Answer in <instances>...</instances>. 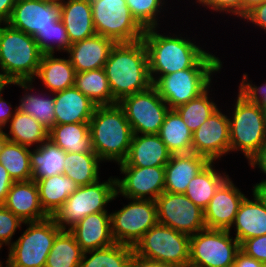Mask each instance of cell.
I'll list each match as a JSON object with an SVG mask.
<instances>
[{"instance_id":"30","label":"cell","mask_w":266,"mask_h":267,"mask_svg":"<svg viewBox=\"0 0 266 267\" xmlns=\"http://www.w3.org/2000/svg\"><path fill=\"white\" fill-rule=\"evenodd\" d=\"M12 85H17L26 91L21 97L19 105L16 106L17 110L32 116L49 131L55 125L54 95L29 93L30 90H34L32 81L15 82Z\"/></svg>"},{"instance_id":"12","label":"cell","mask_w":266,"mask_h":267,"mask_svg":"<svg viewBox=\"0 0 266 267\" xmlns=\"http://www.w3.org/2000/svg\"><path fill=\"white\" fill-rule=\"evenodd\" d=\"M222 68H188L161 76L153 86L170 109L188 103L211 87L213 75ZM212 76V77H211ZM212 79V80H211Z\"/></svg>"},{"instance_id":"38","label":"cell","mask_w":266,"mask_h":267,"mask_svg":"<svg viewBox=\"0 0 266 267\" xmlns=\"http://www.w3.org/2000/svg\"><path fill=\"white\" fill-rule=\"evenodd\" d=\"M83 251L69 230H61L55 237L45 267H80Z\"/></svg>"},{"instance_id":"21","label":"cell","mask_w":266,"mask_h":267,"mask_svg":"<svg viewBox=\"0 0 266 267\" xmlns=\"http://www.w3.org/2000/svg\"><path fill=\"white\" fill-rule=\"evenodd\" d=\"M2 205L23 222H36L49 217L41 207L35 180L14 182Z\"/></svg>"},{"instance_id":"13","label":"cell","mask_w":266,"mask_h":267,"mask_svg":"<svg viewBox=\"0 0 266 267\" xmlns=\"http://www.w3.org/2000/svg\"><path fill=\"white\" fill-rule=\"evenodd\" d=\"M118 104L123 108L134 134H158L170 110L153 85L145 91L124 97Z\"/></svg>"},{"instance_id":"54","label":"cell","mask_w":266,"mask_h":267,"mask_svg":"<svg viewBox=\"0 0 266 267\" xmlns=\"http://www.w3.org/2000/svg\"><path fill=\"white\" fill-rule=\"evenodd\" d=\"M253 189L255 192L262 198V200L266 204V180H261V182H257L254 186Z\"/></svg>"},{"instance_id":"24","label":"cell","mask_w":266,"mask_h":267,"mask_svg":"<svg viewBox=\"0 0 266 267\" xmlns=\"http://www.w3.org/2000/svg\"><path fill=\"white\" fill-rule=\"evenodd\" d=\"M55 125L89 123L97 105L75 86L54 93Z\"/></svg>"},{"instance_id":"29","label":"cell","mask_w":266,"mask_h":267,"mask_svg":"<svg viewBox=\"0 0 266 267\" xmlns=\"http://www.w3.org/2000/svg\"><path fill=\"white\" fill-rule=\"evenodd\" d=\"M48 139L66 153H95L89 123L54 125L48 132Z\"/></svg>"},{"instance_id":"32","label":"cell","mask_w":266,"mask_h":267,"mask_svg":"<svg viewBox=\"0 0 266 267\" xmlns=\"http://www.w3.org/2000/svg\"><path fill=\"white\" fill-rule=\"evenodd\" d=\"M229 177L228 174L220 173L214 167V162H209L189 182L184 193L195 205L204 210L211 198L215 195L218 187Z\"/></svg>"},{"instance_id":"22","label":"cell","mask_w":266,"mask_h":267,"mask_svg":"<svg viewBox=\"0 0 266 267\" xmlns=\"http://www.w3.org/2000/svg\"><path fill=\"white\" fill-rule=\"evenodd\" d=\"M158 134H133L126 159L119 166H165L171 157Z\"/></svg>"},{"instance_id":"40","label":"cell","mask_w":266,"mask_h":267,"mask_svg":"<svg viewBox=\"0 0 266 267\" xmlns=\"http://www.w3.org/2000/svg\"><path fill=\"white\" fill-rule=\"evenodd\" d=\"M209 88L197 98L176 107L174 110L180 115L187 127L194 133L210 115L215 112L217 104L210 98Z\"/></svg>"},{"instance_id":"39","label":"cell","mask_w":266,"mask_h":267,"mask_svg":"<svg viewBox=\"0 0 266 267\" xmlns=\"http://www.w3.org/2000/svg\"><path fill=\"white\" fill-rule=\"evenodd\" d=\"M133 253V247L114 243L106 248L84 252L80 267H128Z\"/></svg>"},{"instance_id":"53","label":"cell","mask_w":266,"mask_h":267,"mask_svg":"<svg viewBox=\"0 0 266 267\" xmlns=\"http://www.w3.org/2000/svg\"><path fill=\"white\" fill-rule=\"evenodd\" d=\"M15 2L16 0H0V24L9 21Z\"/></svg>"},{"instance_id":"10","label":"cell","mask_w":266,"mask_h":267,"mask_svg":"<svg viewBox=\"0 0 266 267\" xmlns=\"http://www.w3.org/2000/svg\"><path fill=\"white\" fill-rule=\"evenodd\" d=\"M228 230L204 229L190 236V267H232L240 243Z\"/></svg>"},{"instance_id":"11","label":"cell","mask_w":266,"mask_h":267,"mask_svg":"<svg viewBox=\"0 0 266 267\" xmlns=\"http://www.w3.org/2000/svg\"><path fill=\"white\" fill-rule=\"evenodd\" d=\"M120 210L110 213L111 234L115 243L134 247L158 223L154 200L132 199Z\"/></svg>"},{"instance_id":"14","label":"cell","mask_w":266,"mask_h":267,"mask_svg":"<svg viewBox=\"0 0 266 267\" xmlns=\"http://www.w3.org/2000/svg\"><path fill=\"white\" fill-rule=\"evenodd\" d=\"M155 202L159 224L189 236L206 229L204 210L185 194L164 191Z\"/></svg>"},{"instance_id":"51","label":"cell","mask_w":266,"mask_h":267,"mask_svg":"<svg viewBox=\"0 0 266 267\" xmlns=\"http://www.w3.org/2000/svg\"><path fill=\"white\" fill-rule=\"evenodd\" d=\"M250 167L259 168L266 175V142L257 151V153L248 161ZM266 180V179H263Z\"/></svg>"},{"instance_id":"17","label":"cell","mask_w":266,"mask_h":267,"mask_svg":"<svg viewBox=\"0 0 266 267\" xmlns=\"http://www.w3.org/2000/svg\"><path fill=\"white\" fill-rule=\"evenodd\" d=\"M60 19V3L46 0H16L7 24L34 37Z\"/></svg>"},{"instance_id":"6","label":"cell","mask_w":266,"mask_h":267,"mask_svg":"<svg viewBox=\"0 0 266 267\" xmlns=\"http://www.w3.org/2000/svg\"><path fill=\"white\" fill-rule=\"evenodd\" d=\"M26 230L9 247L6 267H45L56 235L61 228L52 217L24 222Z\"/></svg>"},{"instance_id":"23","label":"cell","mask_w":266,"mask_h":267,"mask_svg":"<svg viewBox=\"0 0 266 267\" xmlns=\"http://www.w3.org/2000/svg\"><path fill=\"white\" fill-rule=\"evenodd\" d=\"M252 192L253 200L245 196L228 230L235 229V238L240 244L246 239L266 235V204L254 189Z\"/></svg>"},{"instance_id":"47","label":"cell","mask_w":266,"mask_h":267,"mask_svg":"<svg viewBox=\"0 0 266 267\" xmlns=\"http://www.w3.org/2000/svg\"><path fill=\"white\" fill-rule=\"evenodd\" d=\"M243 19L244 21L246 20L247 23L250 22L254 24V26H259L266 31V1L253 7L242 20Z\"/></svg>"},{"instance_id":"57","label":"cell","mask_w":266,"mask_h":267,"mask_svg":"<svg viewBox=\"0 0 266 267\" xmlns=\"http://www.w3.org/2000/svg\"><path fill=\"white\" fill-rule=\"evenodd\" d=\"M6 137H5V131H3L2 129H0V151L2 149V146L4 144V142L6 141Z\"/></svg>"},{"instance_id":"48","label":"cell","mask_w":266,"mask_h":267,"mask_svg":"<svg viewBox=\"0 0 266 267\" xmlns=\"http://www.w3.org/2000/svg\"><path fill=\"white\" fill-rule=\"evenodd\" d=\"M14 183L13 179L9 176L6 168L0 163V205H2L7 197L9 189Z\"/></svg>"},{"instance_id":"36","label":"cell","mask_w":266,"mask_h":267,"mask_svg":"<svg viewBox=\"0 0 266 267\" xmlns=\"http://www.w3.org/2000/svg\"><path fill=\"white\" fill-rule=\"evenodd\" d=\"M74 86L97 106L117 104L104 68L76 73Z\"/></svg>"},{"instance_id":"5","label":"cell","mask_w":266,"mask_h":267,"mask_svg":"<svg viewBox=\"0 0 266 267\" xmlns=\"http://www.w3.org/2000/svg\"><path fill=\"white\" fill-rule=\"evenodd\" d=\"M116 177L100 179L92 184L78 186L52 218L61 230H70L89 214L108 212L107 204L116 199Z\"/></svg>"},{"instance_id":"8","label":"cell","mask_w":266,"mask_h":267,"mask_svg":"<svg viewBox=\"0 0 266 267\" xmlns=\"http://www.w3.org/2000/svg\"><path fill=\"white\" fill-rule=\"evenodd\" d=\"M134 253L173 267H188L190 236L157 223L133 247Z\"/></svg>"},{"instance_id":"56","label":"cell","mask_w":266,"mask_h":267,"mask_svg":"<svg viewBox=\"0 0 266 267\" xmlns=\"http://www.w3.org/2000/svg\"><path fill=\"white\" fill-rule=\"evenodd\" d=\"M9 84L11 85L12 82L4 75V73L0 70V96L2 95L3 89Z\"/></svg>"},{"instance_id":"28","label":"cell","mask_w":266,"mask_h":267,"mask_svg":"<svg viewBox=\"0 0 266 267\" xmlns=\"http://www.w3.org/2000/svg\"><path fill=\"white\" fill-rule=\"evenodd\" d=\"M39 201L44 212L52 217L78 185L63 174H56L36 180Z\"/></svg>"},{"instance_id":"27","label":"cell","mask_w":266,"mask_h":267,"mask_svg":"<svg viewBox=\"0 0 266 267\" xmlns=\"http://www.w3.org/2000/svg\"><path fill=\"white\" fill-rule=\"evenodd\" d=\"M76 71L69 58H57L54 54H43L36 77L49 93H57L75 84Z\"/></svg>"},{"instance_id":"26","label":"cell","mask_w":266,"mask_h":267,"mask_svg":"<svg viewBox=\"0 0 266 267\" xmlns=\"http://www.w3.org/2000/svg\"><path fill=\"white\" fill-rule=\"evenodd\" d=\"M60 19L72 44L96 35L90 0H63Z\"/></svg>"},{"instance_id":"52","label":"cell","mask_w":266,"mask_h":267,"mask_svg":"<svg viewBox=\"0 0 266 267\" xmlns=\"http://www.w3.org/2000/svg\"><path fill=\"white\" fill-rule=\"evenodd\" d=\"M232 267H266L260 261L246 255L241 250L238 252L236 256V260Z\"/></svg>"},{"instance_id":"19","label":"cell","mask_w":266,"mask_h":267,"mask_svg":"<svg viewBox=\"0 0 266 267\" xmlns=\"http://www.w3.org/2000/svg\"><path fill=\"white\" fill-rule=\"evenodd\" d=\"M115 44L114 40L96 34L71 44L66 53L76 73L97 70L104 68Z\"/></svg>"},{"instance_id":"50","label":"cell","mask_w":266,"mask_h":267,"mask_svg":"<svg viewBox=\"0 0 266 267\" xmlns=\"http://www.w3.org/2000/svg\"><path fill=\"white\" fill-rule=\"evenodd\" d=\"M128 267H173L168 264H164L155 260H150L143 258L135 253H133Z\"/></svg>"},{"instance_id":"7","label":"cell","mask_w":266,"mask_h":267,"mask_svg":"<svg viewBox=\"0 0 266 267\" xmlns=\"http://www.w3.org/2000/svg\"><path fill=\"white\" fill-rule=\"evenodd\" d=\"M229 118L230 151H241L249 161L266 142L263 111L239 93Z\"/></svg>"},{"instance_id":"2","label":"cell","mask_w":266,"mask_h":267,"mask_svg":"<svg viewBox=\"0 0 266 267\" xmlns=\"http://www.w3.org/2000/svg\"><path fill=\"white\" fill-rule=\"evenodd\" d=\"M104 70L114 100L142 92L153 83L149 73L148 52L141 39L130 43H116Z\"/></svg>"},{"instance_id":"16","label":"cell","mask_w":266,"mask_h":267,"mask_svg":"<svg viewBox=\"0 0 266 267\" xmlns=\"http://www.w3.org/2000/svg\"><path fill=\"white\" fill-rule=\"evenodd\" d=\"M230 152L229 117L217 109L192 133V153L215 162Z\"/></svg>"},{"instance_id":"31","label":"cell","mask_w":266,"mask_h":267,"mask_svg":"<svg viewBox=\"0 0 266 267\" xmlns=\"http://www.w3.org/2000/svg\"><path fill=\"white\" fill-rule=\"evenodd\" d=\"M65 153L49 139L39 147L33 148V151L30 150L32 180L63 174Z\"/></svg>"},{"instance_id":"25","label":"cell","mask_w":266,"mask_h":267,"mask_svg":"<svg viewBox=\"0 0 266 267\" xmlns=\"http://www.w3.org/2000/svg\"><path fill=\"white\" fill-rule=\"evenodd\" d=\"M209 161L196 153L172 154L165 165L164 191L184 194L189 182Z\"/></svg>"},{"instance_id":"4","label":"cell","mask_w":266,"mask_h":267,"mask_svg":"<svg viewBox=\"0 0 266 267\" xmlns=\"http://www.w3.org/2000/svg\"><path fill=\"white\" fill-rule=\"evenodd\" d=\"M42 55L31 35L0 24V70L12 83L34 82Z\"/></svg>"},{"instance_id":"9","label":"cell","mask_w":266,"mask_h":267,"mask_svg":"<svg viewBox=\"0 0 266 267\" xmlns=\"http://www.w3.org/2000/svg\"><path fill=\"white\" fill-rule=\"evenodd\" d=\"M96 34L116 43L142 39L144 29L133 18L126 0H90Z\"/></svg>"},{"instance_id":"44","label":"cell","mask_w":266,"mask_h":267,"mask_svg":"<svg viewBox=\"0 0 266 267\" xmlns=\"http://www.w3.org/2000/svg\"><path fill=\"white\" fill-rule=\"evenodd\" d=\"M248 79V75L246 73L243 74L238 93L249 103L257 104L261 108L266 107V82L257 87Z\"/></svg>"},{"instance_id":"1","label":"cell","mask_w":266,"mask_h":267,"mask_svg":"<svg viewBox=\"0 0 266 267\" xmlns=\"http://www.w3.org/2000/svg\"><path fill=\"white\" fill-rule=\"evenodd\" d=\"M164 35L157 27L146 29L142 40L148 52L149 73L154 84L161 76L188 68H222L219 57L205 51L192 40Z\"/></svg>"},{"instance_id":"55","label":"cell","mask_w":266,"mask_h":267,"mask_svg":"<svg viewBox=\"0 0 266 267\" xmlns=\"http://www.w3.org/2000/svg\"><path fill=\"white\" fill-rule=\"evenodd\" d=\"M266 0H243V17L256 5H259Z\"/></svg>"},{"instance_id":"20","label":"cell","mask_w":266,"mask_h":267,"mask_svg":"<svg viewBox=\"0 0 266 267\" xmlns=\"http://www.w3.org/2000/svg\"><path fill=\"white\" fill-rule=\"evenodd\" d=\"M83 252L106 248L115 243L108 212L89 214L69 230Z\"/></svg>"},{"instance_id":"3","label":"cell","mask_w":266,"mask_h":267,"mask_svg":"<svg viewBox=\"0 0 266 267\" xmlns=\"http://www.w3.org/2000/svg\"><path fill=\"white\" fill-rule=\"evenodd\" d=\"M89 133L93 150L102 161L119 164L126 159L134 133L118 103L95 108Z\"/></svg>"},{"instance_id":"60","label":"cell","mask_w":266,"mask_h":267,"mask_svg":"<svg viewBox=\"0 0 266 267\" xmlns=\"http://www.w3.org/2000/svg\"><path fill=\"white\" fill-rule=\"evenodd\" d=\"M2 247H3V246L0 245V250H1ZM0 267H3V263H2V261H0ZM5 267H6V266H5Z\"/></svg>"},{"instance_id":"37","label":"cell","mask_w":266,"mask_h":267,"mask_svg":"<svg viewBox=\"0 0 266 267\" xmlns=\"http://www.w3.org/2000/svg\"><path fill=\"white\" fill-rule=\"evenodd\" d=\"M30 147L6 140L0 151V163L14 182L32 180Z\"/></svg>"},{"instance_id":"43","label":"cell","mask_w":266,"mask_h":267,"mask_svg":"<svg viewBox=\"0 0 266 267\" xmlns=\"http://www.w3.org/2000/svg\"><path fill=\"white\" fill-rule=\"evenodd\" d=\"M24 222L17 217L12 211L0 205V245H7L8 248L13 243V235L17 228H21Z\"/></svg>"},{"instance_id":"42","label":"cell","mask_w":266,"mask_h":267,"mask_svg":"<svg viewBox=\"0 0 266 267\" xmlns=\"http://www.w3.org/2000/svg\"><path fill=\"white\" fill-rule=\"evenodd\" d=\"M126 4L144 30L159 27L158 16L166 5L165 0H126Z\"/></svg>"},{"instance_id":"59","label":"cell","mask_w":266,"mask_h":267,"mask_svg":"<svg viewBox=\"0 0 266 267\" xmlns=\"http://www.w3.org/2000/svg\"><path fill=\"white\" fill-rule=\"evenodd\" d=\"M46 1L61 3L63 0H46Z\"/></svg>"},{"instance_id":"49","label":"cell","mask_w":266,"mask_h":267,"mask_svg":"<svg viewBox=\"0 0 266 267\" xmlns=\"http://www.w3.org/2000/svg\"><path fill=\"white\" fill-rule=\"evenodd\" d=\"M13 109H12L11 103L5 101L1 95L0 96V129L4 130L5 126L10 122V119L15 115L17 111V107Z\"/></svg>"},{"instance_id":"45","label":"cell","mask_w":266,"mask_h":267,"mask_svg":"<svg viewBox=\"0 0 266 267\" xmlns=\"http://www.w3.org/2000/svg\"><path fill=\"white\" fill-rule=\"evenodd\" d=\"M202 6L219 13H228L243 18V0H196Z\"/></svg>"},{"instance_id":"15","label":"cell","mask_w":266,"mask_h":267,"mask_svg":"<svg viewBox=\"0 0 266 267\" xmlns=\"http://www.w3.org/2000/svg\"><path fill=\"white\" fill-rule=\"evenodd\" d=\"M122 178H116L117 196L126 199L156 200L165 186V166H120Z\"/></svg>"},{"instance_id":"41","label":"cell","mask_w":266,"mask_h":267,"mask_svg":"<svg viewBox=\"0 0 266 267\" xmlns=\"http://www.w3.org/2000/svg\"><path fill=\"white\" fill-rule=\"evenodd\" d=\"M33 38L43 54H54L55 51L62 50L66 52L72 44L61 19L54 22L48 30L37 32Z\"/></svg>"},{"instance_id":"34","label":"cell","mask_w":266,"mask_h":267,"mask_svg":"<svg viewBox=\"0 0 266 267\" xmlns=\"http://www.w3.org/2000/svg\"><path fill=\"white\" fill-rule=\"evenodd\" d=\"M10 124V126H9ZM7 125L9 133H5L7 140L30 147H39L48 139V130L32 116L16 111Z\"/></svg>"},{"instance_id":"58","label":"cell","mask_w":266,"mask_h":267,"mask_svg":"<svg viewBox=\"0 0 266 267\" xmlns=\"http://www.w3.org/2000/svg\"><path fill=\"white\" fill-rule=\"evenodd\" d=\"M263 111V116H264V124H265V129H266V107L262 108Z\"/></svg>"},{"instance_id":"35","label":"cell","mask_w":266,"mask_h":267,"mask_svg":"<svg viewBox=\"0 0 266 267\" xmlns=\"http://www.w3.org/2000/svg\"><path fill=\"white\" fill-rule=\"evenodd\" d=\"M66 177L71 178L78 186L92 184L100 179L99 166L103 161L96 153H65Z\"/></svg>"},{"instance_id":"46","label":"cell","mask_w":266,"mask_h":267,"mask_svg":"<svg viewBox=\"0 0 266 267\" xmlns=\"http://www.w3.org/2000/svg\"><path fill=\"white\" fill-rule=\"evenodd\" d=\"M240 250L266 266V235L244 240Z\"/></svg>"},{"instance_id":"18","label":"cell","mask_w":266,"mask_h":267,"mask_svg":"<svg viewBox=\"0 0 266 267\" xmlns=\"http://www.w3.org/2000/svg\"><path fill=\"white\" fill-rule=\"evenodd\" d=\"M244 198L245 194L228 177L204 209L206 228L229 230Z\"/></svg>"},{"instance_id":"33","label":"cell","mask_w":266,"mask_h":267,"mask_svg":"<svg viewBox=\"0 0 266 267\" xmlns=\"http://www.w3.org/2000/svg\"><path fill=\"white\" fill-rule=\"evenodd\" d=\"M158 136L171 154L192 153V132L174 109L166 114Z\"/></svg>"}]
</instances>
